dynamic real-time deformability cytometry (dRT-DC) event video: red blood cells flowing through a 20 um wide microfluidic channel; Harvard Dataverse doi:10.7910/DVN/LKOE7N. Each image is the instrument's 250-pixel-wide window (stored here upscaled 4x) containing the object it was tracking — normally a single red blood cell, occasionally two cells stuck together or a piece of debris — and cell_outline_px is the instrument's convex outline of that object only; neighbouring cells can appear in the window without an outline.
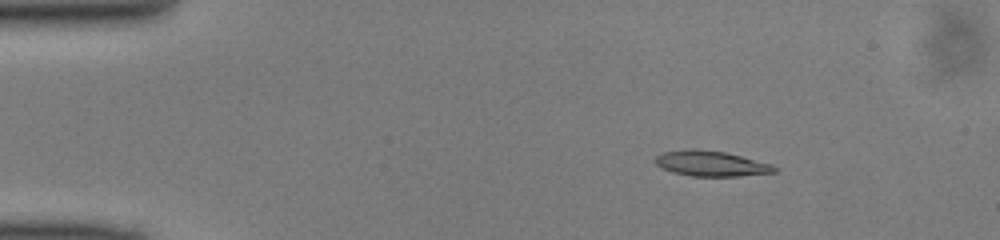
{"species": "common noctule bat (a hibernating species)", "species_latin": "Nyctalus noctula", "temperature_condition": "cold", "stored_images_in_passage": 45, "camera_frame_rate_fps": 3000, "um_per_image_px": 0.085, "animal": {"sex": "male", "body_mass_g": 13.0, "forearm_length_mm": 53.1}, "frame": {"image": 1, "passage_image": 3, "time_ms": 0.667, "image_size_px": [1000, 240], "cell_outline_px": [[776, 172], [736, 176], [692, 176], [672, 172], [656, 164], [656, 156], [664, 152], [688, 148], [696, 148], [724, 152], [772, 164], [776, 168]], "centroid_in_image_um": [60.42, 13.89], "position_along_channel_um": 24.6, "area_um2": 17.4}}
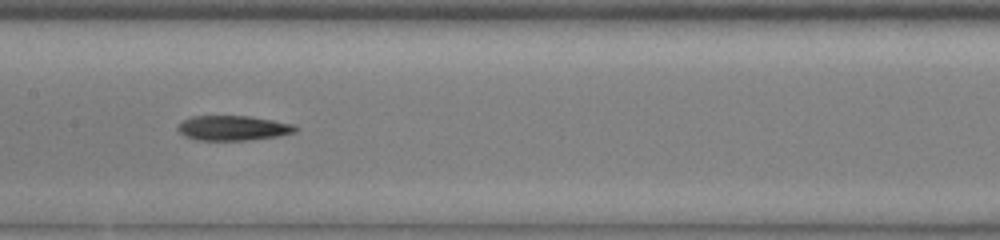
{"frame": {"image": 2, "passage_image": 20, "time_ms": 6.333, "image_size_px": [1000, 240], "cell_outline_px": [[300, 128], [296, 132], [276, 136], [248, 140], [196, 140], [184, 136], [176, 128], [184, 120], [192, 116], [248, 116], [272, 120], [292, 124]], "centroid_in_image_um": [19.81, 10.88], "position_along_channel_um": 187.6, "area_um2": 16.94}}
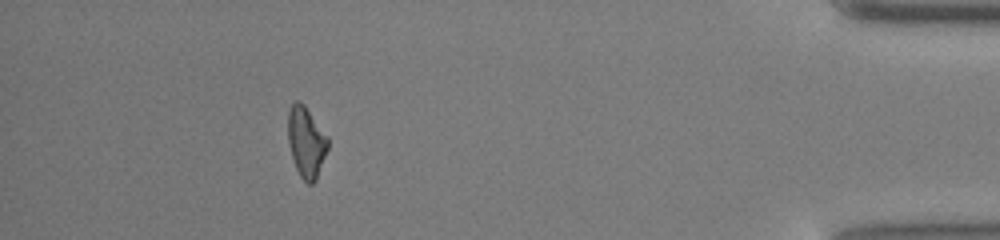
{"frame": {"image": 3, "passage_image": 40, "time_ms": 13.0, "image_size_px": [1000, 240], "cell_outline_px": [[328, 148], [316, 180], [312, 184], [308, 184], [300, 176], [296, 168], [288, 144], [288, 112], [292, 104], [296, 100], [300, 100], [304, 104], [328, 136]], "centroid_in_image_um": [26.03, 12.06], "position_along_channel_um": 409.2, "area_um2": 16.47}}